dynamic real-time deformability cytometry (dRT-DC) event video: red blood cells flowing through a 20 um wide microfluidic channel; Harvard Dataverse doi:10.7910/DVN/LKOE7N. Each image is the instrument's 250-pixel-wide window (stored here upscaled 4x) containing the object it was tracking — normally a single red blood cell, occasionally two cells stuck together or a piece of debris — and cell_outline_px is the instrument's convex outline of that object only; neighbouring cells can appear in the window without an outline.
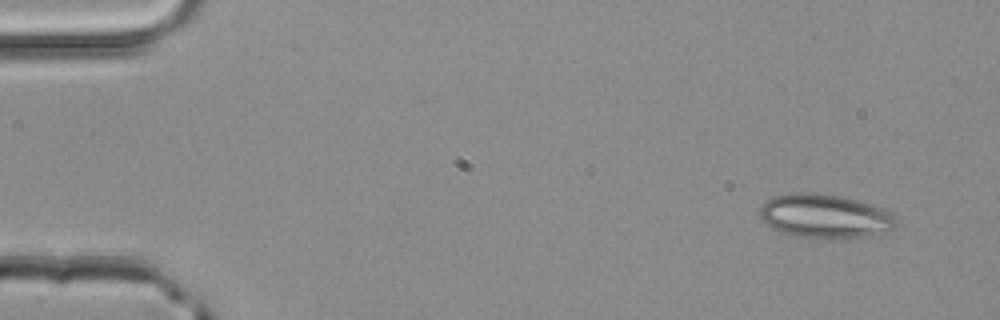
{"species": "common noctule bat (a hibernating species)", "species_latin": "Nyctalus noctula", "temperature_condition": "room temperature", "stored_images_in_passage": 3, "camera_frame_rate_fps": 3000, "um_per_image_px": 0.085, "animal": {"sex": "male", "body_mass_g": 20.4}, "frame": {"image": 1, "passage_image": 1, "time_ms": 0.0, "image_size_px": [1000, 320], "cell_outline_px": [[896, 224], [892, 228], [884, 232], [860, 236], [828, 240], [796, 236], [780, 232], [772, 228], [760, 216], [760, 208], [772, 196], [792, 192], [812, 192], [840, 196], [856, 200], [884, 208], [892, 212], [896, 216]], "centroid_in_image_um": [70.11, 18.37], "position_along_channel_um": 14.9, "area_um2": 35.03}}